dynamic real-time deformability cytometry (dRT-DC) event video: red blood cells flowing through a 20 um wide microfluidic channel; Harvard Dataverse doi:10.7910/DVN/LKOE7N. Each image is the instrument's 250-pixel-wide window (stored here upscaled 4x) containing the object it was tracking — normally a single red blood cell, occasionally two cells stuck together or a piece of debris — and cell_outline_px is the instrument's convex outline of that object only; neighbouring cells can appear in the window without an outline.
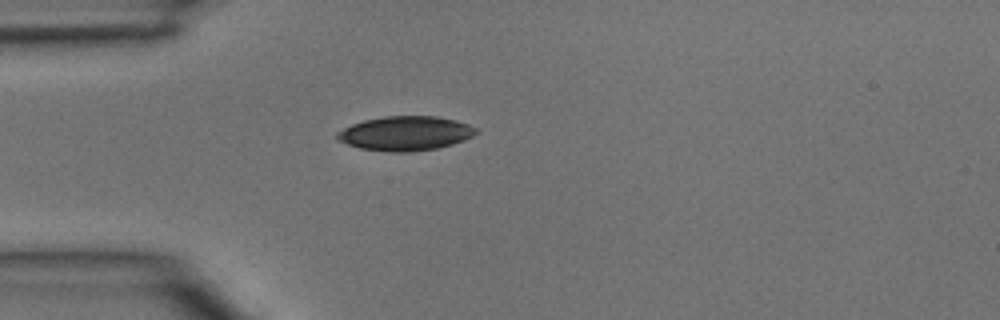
{"species": "common noctule bat (a hibernating species)", "species_latin": "Nyctalus noctula", "temperature_condition": "room temperature", "stored_images_in_passage": 4, "camera_frame_rate_fps": 3000, "um_per_image_px": 0.085, "animal": {"sex": "male", "body_mass_g": 15.6}, "frame": {"image": 1, "passage_image": 4, "time_ms": 1.0, "image_size_px": [1000, 320], "cell_outline_px": [[480, 132], [464, 140], [452, 144], [436, 148], [412, 152], [388, 152], [360, 148], [336, 140], [336, 132], [352, 124], [364, 120], [384, 116], [436, 116], [456, 120], [468, 124], [476, 128]], "centroid_in_image_um": [34.46, 11.34], "position_along_channel_um": 50.5, "area_um2": 27.92}}